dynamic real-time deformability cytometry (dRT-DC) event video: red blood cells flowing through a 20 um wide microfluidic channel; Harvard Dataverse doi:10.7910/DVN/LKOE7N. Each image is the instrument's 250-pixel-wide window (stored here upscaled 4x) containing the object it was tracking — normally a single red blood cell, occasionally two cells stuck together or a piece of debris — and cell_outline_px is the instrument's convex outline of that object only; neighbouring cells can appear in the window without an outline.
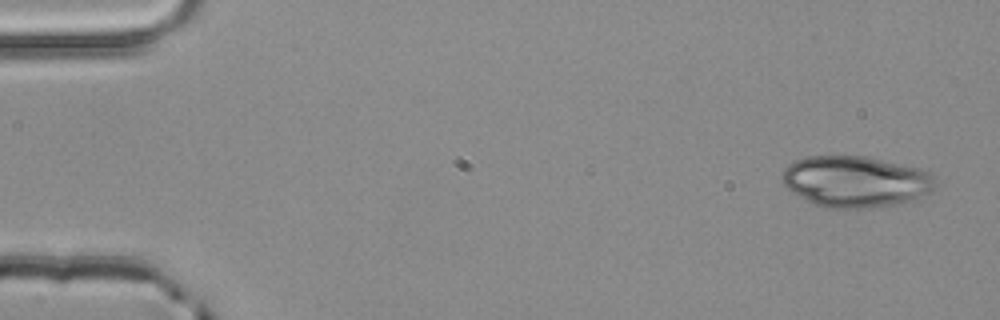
{"species": "common noctule bat (a hibernating species)", "species_latin": "Nyctalus noctula", "temperature_condition": "room temperature", "stored_images_in_passage": 4, "camera_frame_rate_fps": 3000, "um_per_image_px": 0.085, "animal": {"sex": "male", "body_mass_g": 20.4}, "frame": {"image": 1, "passage_image": 1, "time_ms": 0.0, "image_size_px": [1000, 320], "cell_outline_px": [[940, 184], [932, 192], [916, 200], [868, 208], [828, 208], [816, 204], [792, 192], [784, 184], [780, 176], [784, 168], [788, 164], [796, 160], [808, 156], [864, 156], [920, 168], [928, 172]], "centroid_in_image_um": [72.76, 15.43], "position_along_channel_um": 12.2, "area_um2": 45.89}}